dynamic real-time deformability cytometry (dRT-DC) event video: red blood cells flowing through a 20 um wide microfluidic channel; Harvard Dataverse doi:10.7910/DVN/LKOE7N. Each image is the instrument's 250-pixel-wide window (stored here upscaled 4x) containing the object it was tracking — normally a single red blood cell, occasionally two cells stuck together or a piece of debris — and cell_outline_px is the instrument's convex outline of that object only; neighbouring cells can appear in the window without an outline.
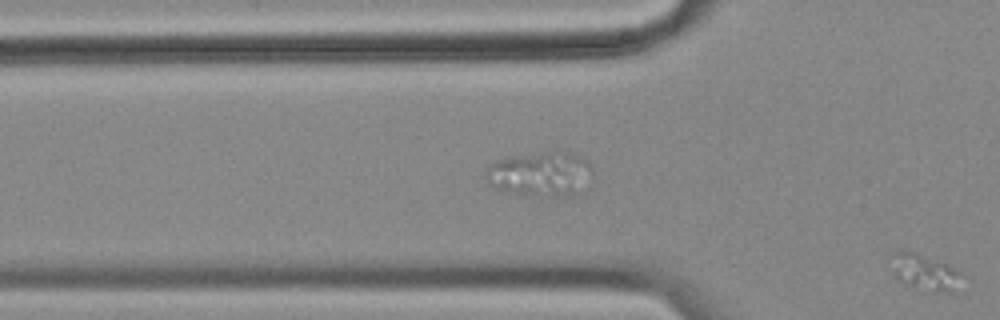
{"species": "common noctule bat (a hibernating species)", "species_latin": "Nyctalus noctula", "temperature_condition": "cold", "stored_images_in_passage": 18, "segment_of_instrument_passage": [3, 3], "camera_frame_rate_fps": 3000, "um_per_image_px": 0.085, "animal": {"sex": "female", "body_mass_g": 18.4}, "frame": {"image": 1, "passage_image": 18, "time_ms": 5.667, "image_size_px": [1000, 320], "cell_outline_px": [[972, 280], [948, 292], [928, 292], [912, 288], [904, 284], [892, 272], [896, 252], [912, 252], [956, 268], [964, 272]], "centroid_in_image_um": [78.82, 23.24], "position_along_channel_um": 47.0, "area_um2": 15.03}}